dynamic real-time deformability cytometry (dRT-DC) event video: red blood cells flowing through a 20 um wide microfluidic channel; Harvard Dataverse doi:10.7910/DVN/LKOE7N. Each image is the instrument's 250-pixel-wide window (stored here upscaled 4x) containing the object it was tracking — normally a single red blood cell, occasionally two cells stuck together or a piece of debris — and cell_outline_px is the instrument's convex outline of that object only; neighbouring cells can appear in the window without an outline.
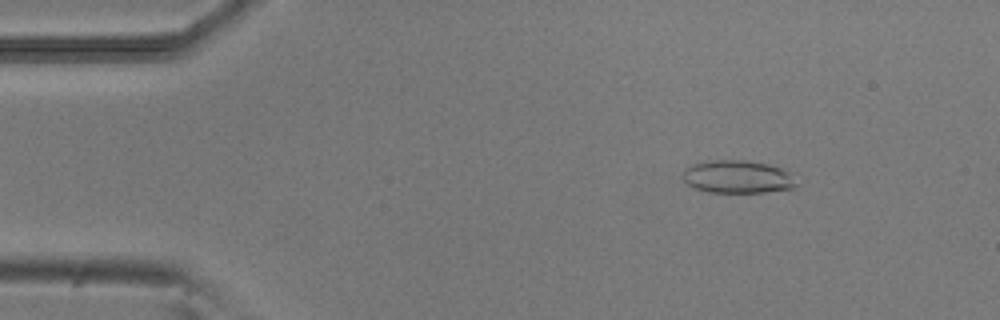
{"species": "common noctule bat (a hibernating species)", "species_latin": "Nyctalus noctula", "temperature_condition": "room temperature", "stored_images_in_passage": 9, "camera_frame_rate_fps": 3000, "um_per_image_px": 0.085, "animal": {"sex": "male", "body_mass_g": 20.5, "forearm_length_mm": 52.5}, "frame": {"image": 1, "passage_image": 1, "time_ms": 0.0, "image_size_px": [1000, 320], "cell_outline_px": [[796, 188], [764, 192], [708, 192], [692, 188], [680, 176], [684, 168], [692, 164], [712, 160], [744, 160], [768, 164], [796, 172]], "centroid_in_image_um": [62.73, 15.02], "position_along_channel_um": 22.3, "area_um2": 22.31}}